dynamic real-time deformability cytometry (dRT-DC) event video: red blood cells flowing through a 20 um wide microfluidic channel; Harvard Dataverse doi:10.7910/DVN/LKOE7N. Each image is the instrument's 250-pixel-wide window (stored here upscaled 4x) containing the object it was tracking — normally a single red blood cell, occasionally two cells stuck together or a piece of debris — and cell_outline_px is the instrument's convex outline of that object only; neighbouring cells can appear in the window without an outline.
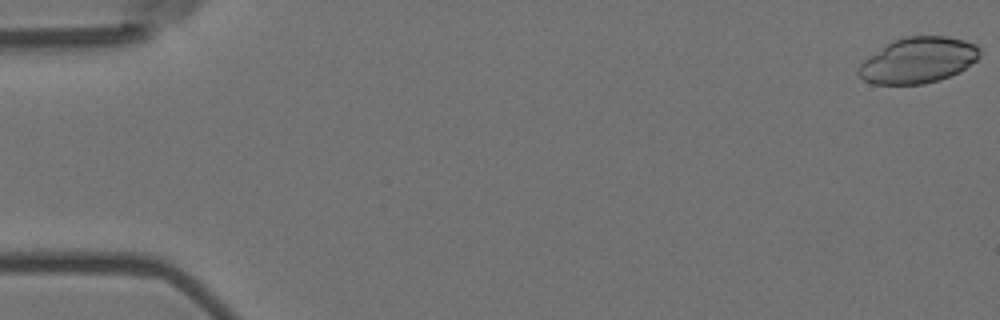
{"species": "Egyptian fruit bat (a non-hibernating species)", "species_latin": "Rousettus aegyptiacus", "temperature_condition": "room temperature", "stored_images_in_passage": 50, "camera_frame_rate_fps": 3000, "um_per_image_px": 0.085, "animal": {"sex": "female"}, "frame": {"image": 1, "passage_image": 1, "time_ms": 0.0, "image_size_px": [1000, 320], "cell_outline_px": [[980, 56], [976, 60], [960, 72], [940, 80], [924, 84], [872, 84], [864, 80], [856, 72], [860, 64], [864, 60], [892, 40], [904, 36], [948, 36], [964, 40], [976, 44], [980, 48]], "centroid_in_image_um": [78.05, 5.12], "position_along_channel_um": 6.9, "area_um2": 32.48}}